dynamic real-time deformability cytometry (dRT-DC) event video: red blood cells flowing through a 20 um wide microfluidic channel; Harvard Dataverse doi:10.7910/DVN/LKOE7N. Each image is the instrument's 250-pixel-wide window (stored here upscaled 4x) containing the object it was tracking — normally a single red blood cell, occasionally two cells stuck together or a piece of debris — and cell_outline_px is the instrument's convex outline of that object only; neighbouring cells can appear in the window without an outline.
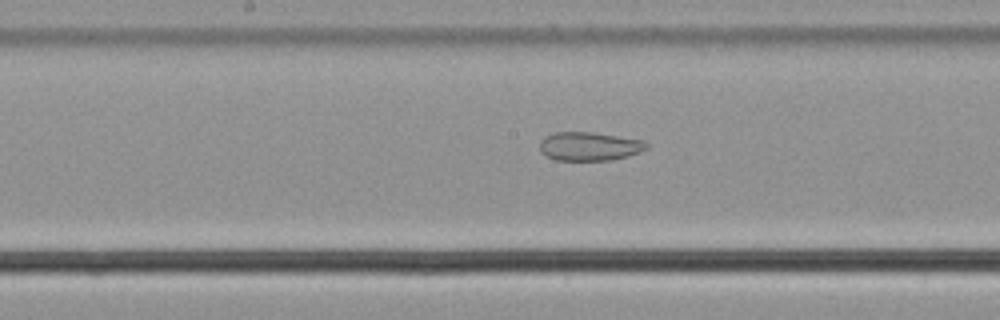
{"species": "common noctule bat (a hibernating species)", "species_latin": "Nyctalus noctula", "temperature_condition": "cold", "stored_images_in_passage": 56, "camera_frame_rate_fps": 3000, "um_per_image_px": 0.085, "animal": {"sex": "male", "body_mass_g": 21.5, "forearm_length_mm": 52.0}, "frame": {"image": 1, "passage_image": 29, "time_ms": 9.333, "image_size_px": [1000, 320], "cell_outline_px": [[648, 148], [628, 156], [612, 160], [556, 160], [544, 156], [540, 152], [540, 140], [544, 136], [556, 132], [592, 132], [644, 140], [648, 144]], "centroid_in_image_um": [50.07, 12.44], "position_along_channel_um": 198.1, "area_um2": 17.98}}
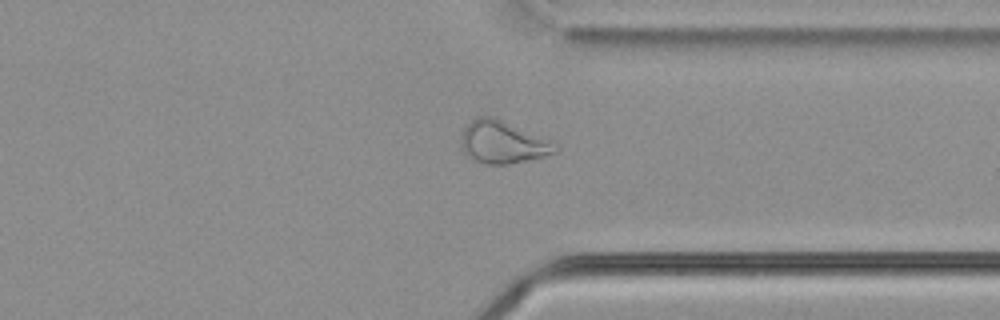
{"frame": {"image": 2, "passage_image": 43, "time_ms": 14.0, "image_size_px": [1000, 320], "cell_outline_px": [[560, 148], [556, 152], [544, 156], [508, 164], [488, 164], [476, 160], [468, 156], [464, 152], [460, 144], [460, 136], [464, 128], [472, 120], [480, 116], [492, 116], [556, 140]], "centroid_in_image_um": [42.8, 12.07], "position_along_channel_um": 368.6, "area_um2": 23.7}}
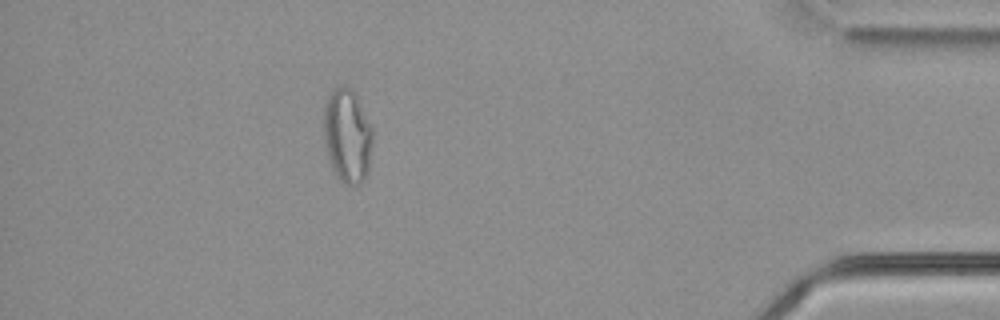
{"frame": {"image": 3, "passage_image": 50, "time_ms": 16.333, "image_size_px": [1000, 320], "cell_outline_px": [[372, 144], [368, 172], [364, 180], [360, 184], [344, 184], [340, 180], [332, 168], [328, 160], [324, 144], [324, 104], [332, 88], [340, 84], [344, 84], [352, 88], [372, 128]], "centroid_in_image_um": [29.5, 11.52], "position_along_channel_um": 405.7, "area_um2": 27.11}, "authors_computed_cell_mechanics": {"area_um2": 25.8077, "velocity_mm_per_s": 3.6574, "shape_relaxation_time_tau1_ms": null, "shape_relaxation_time_tau2_ms": 2.5776, "deformation_change_tau1": null, "deformation_change_tau2": 0.0927}}